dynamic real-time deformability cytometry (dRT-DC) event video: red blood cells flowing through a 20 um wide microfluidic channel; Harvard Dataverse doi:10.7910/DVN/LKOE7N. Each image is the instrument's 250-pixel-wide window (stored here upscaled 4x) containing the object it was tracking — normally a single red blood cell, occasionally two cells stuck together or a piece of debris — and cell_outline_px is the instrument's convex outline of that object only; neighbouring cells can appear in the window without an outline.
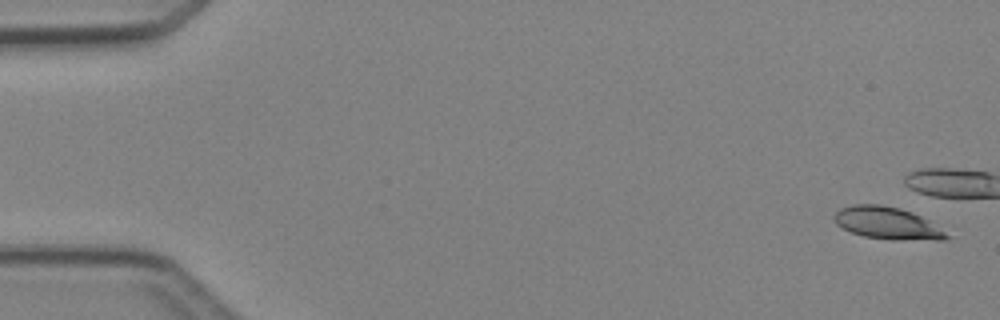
{"species": "Egyptian fruit bat (a non-hibernating species)", "species_latin": "Rousettus aegyptiacus", "temperature_condition": "cold", "stored_images_in_passage": 5, "camera_frame_rate_fps": 3000, "um_per_image_px": 0.085, "animal": {"sex": "female"}, "frame": {"image": 1, "passage_image": 1, "time_ms": 0.0, "image_size_px": [1000, 320], "cell_outline_px": [[952, 236], [944, 240], [892, 240], [864, 236], [852, 232], [836, 224], [832, 216], [840, 208], [856, 204], [880, 204], [900, 208], [912, 212], [928, 220]], "centroid_in_image_um": [75.43, 18.97], "position_along_channel_um": 9.6, "area_um2": 21.15}}